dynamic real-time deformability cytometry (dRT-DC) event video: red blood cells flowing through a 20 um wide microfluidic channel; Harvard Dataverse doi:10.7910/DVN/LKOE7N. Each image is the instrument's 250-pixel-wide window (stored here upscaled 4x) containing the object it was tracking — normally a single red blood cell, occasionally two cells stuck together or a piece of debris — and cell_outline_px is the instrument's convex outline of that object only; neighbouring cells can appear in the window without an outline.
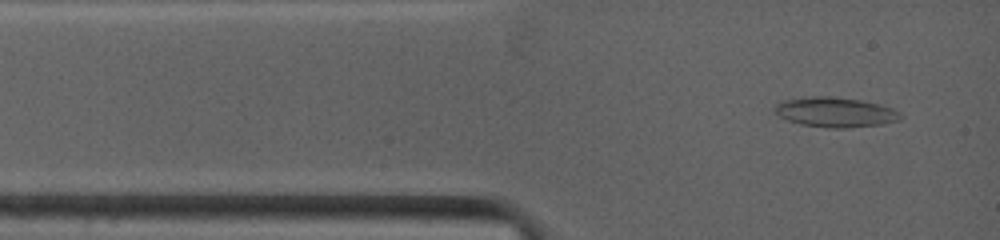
{"species": "common noctule bat (a hibernating species)", "species_latin": "Nyctalus noctula", "temperature_condition": "warm", "stored_images_in_passage": 103, "camera_frame_rate_fps": 4500, "um_per_image_px": 0.085, "animal": {"sex": "female", "body_mass_g": 19.0, "forearm_length_mm": 53.3}, "frame": {"image": 1, "passage_image": 3, "time_ms": 0.444, "image_size_px": [1000, 240], "cell_outline_px": [[900, 120], [880, 124], [844, 128], [828, 128], [800, 124], [788, 120], [780, 116], [772, 108], [776, 104], [784, 100], [816, 96], [824, 96], [860, 100], [892, 108], [900, 116]], "centroid_in_image_um": [70.94, 9.54], "position_along_channel_um": 14.1, "area_um2": 21.39}}
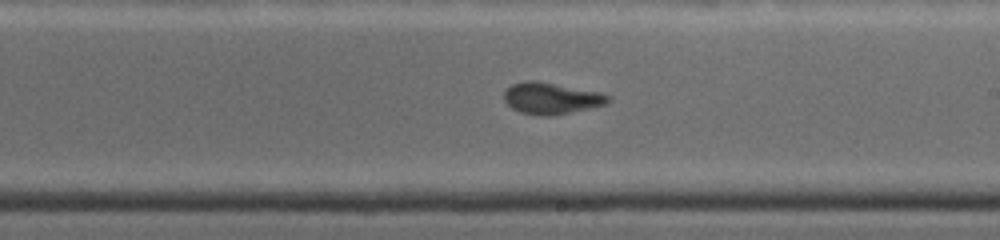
{"frame": {"image": 2, "passage_image": 40, "time_ms": 6.889, "image_size_px": [1000, 240], "cell_outline_px": [[612, 100], [608, 104], [552, 116], [540, 116], [520, 112], [512, 108], [504, 100], [504, 92], [512, 84], [524, 80], [536, 80], [600, 92], [612, 96]], "centroid_in_image_um": [46.89, 8.35], "position_along_channel_um": 242.1, "area_um2": 19.31}}
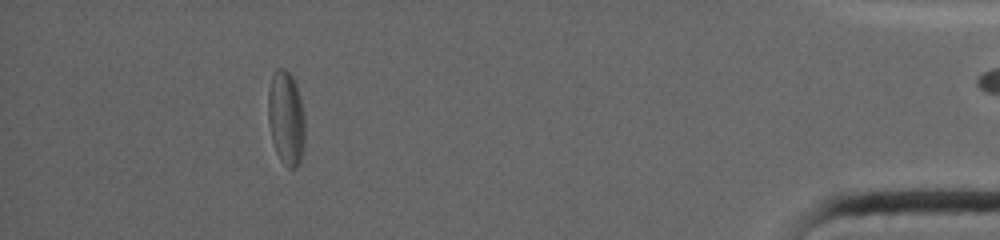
{"frame": {"image": 3, "passage_image": 80, "time_ms": 13.111, "image_size_px": [1000, 240], "cell_outline_px": [[304, 144], [300, 164], [296, 168], [288, 168], [280, 160], [276, 152], [272, 140], [268, 120], [268, 92], [272, 72], [276, 68], [284, 68], [292, 76], [296, 84], [300, 96], [304, 116]], "centroid_in_image_um": [24.31, 10.03], "position_along_channel_um": 410.9, "area_um2": 20.46}, "authors_computed_cell_mechanics": {"area_um2": 19.5364, "velocity_mm_per_s": 3.9574, "shape_relaxation_time_tau1_ms": null, "shape_relaxation_time_tau2_ms": 2.5386, "deformation_change_tau1": null, "deformation_change_tau2": 0.0884}}